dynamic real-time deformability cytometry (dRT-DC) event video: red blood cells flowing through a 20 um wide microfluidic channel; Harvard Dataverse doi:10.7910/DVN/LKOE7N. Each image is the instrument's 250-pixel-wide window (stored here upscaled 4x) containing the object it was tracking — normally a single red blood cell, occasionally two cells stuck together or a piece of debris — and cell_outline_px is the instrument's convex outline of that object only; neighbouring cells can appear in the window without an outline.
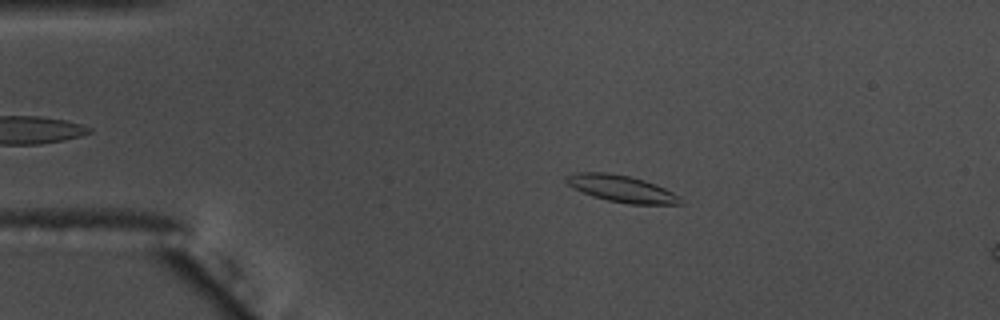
{"species": "common noctule bat (a hibernating species)", "species_latin": "Nyctalus noctula", "temperature_condition": "warm", "stored_images_in_passage": 9, "camera_frame_rate_fps": 3000, "um_per_image_px": 0.085, "animal": {"sex": "male", "body_mass_g": 17.5, "forearm_length_mm": 52.3}, "frame": {"image": 1, "passage_image": 2, "time_ms": 0.333, "image_size_px": [1000, 320], "cell_outline_px": [[684, 204], [628, 204], [608, 200], [592, 196], [572, 188], [564, 180], [564, 176], [576, 172], [604, 172], [628, 176], [644, 180], [656, 184], [680, 196]], "centroid_in_image_um": [52.8, 16.03], "position_along_channel_um": 32.2, "area_um2": 17.86}}